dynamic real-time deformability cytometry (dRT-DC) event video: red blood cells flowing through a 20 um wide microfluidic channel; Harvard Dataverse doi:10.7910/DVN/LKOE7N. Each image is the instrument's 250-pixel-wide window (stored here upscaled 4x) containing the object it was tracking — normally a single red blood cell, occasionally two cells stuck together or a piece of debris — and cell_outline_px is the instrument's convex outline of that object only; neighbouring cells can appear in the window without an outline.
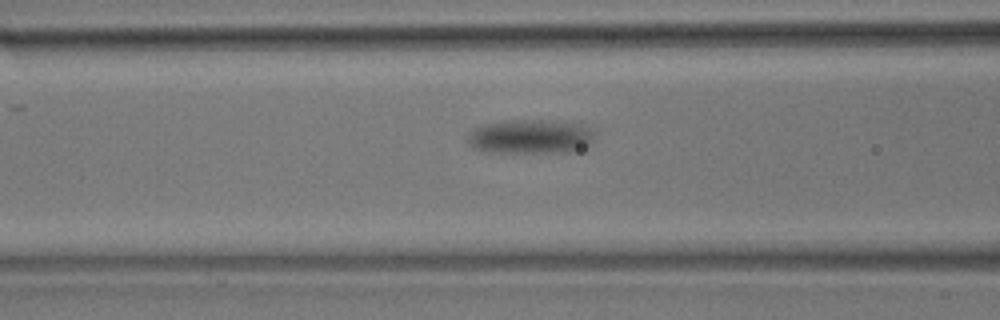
{"species": "common noctule bat (a hibernating species)", "species_latin": "Nyctalus noctula", "temperature_condition": "room temperature", "stored_images_in_passage": 6, "camera_frame_rate_fps": 3000, "um_per_image_px": 0.085, "animal": {"sex": "male", "body_mass_g": 17.9}, "frame": {"image": 1, "passage_image": 3, "time_ms": 0.667, "image_size_px": [1000, 320], "cell_outline_px": [[592, 140], [580, 152], [488, 152], [472, 148], [468, 144], [468, 136], [472, 128], [484, 124], [512, 120], [556, 120], [584, 124], [592, 132]], "centroid_in_image_um": [45.08, 11.61], "position_along_channel_um": 121.5, "area_um2": 25.61}}
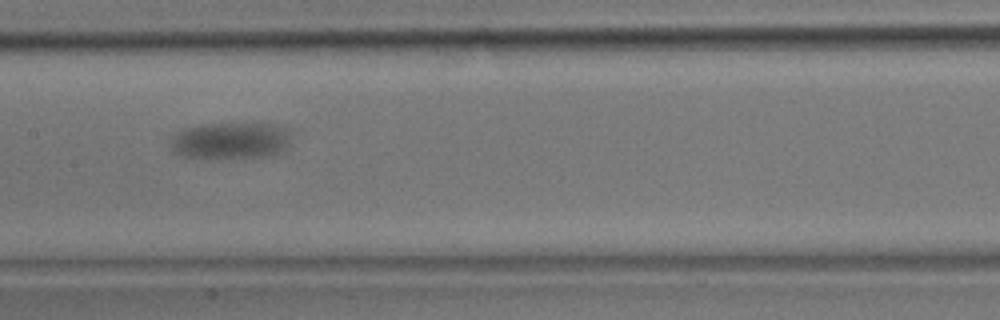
{"frame": {"image": 2, "passage_image": 5, "time_ms": 1.333, "image_size_px": [1000, 320], "cell_outline_px": [[296, 128], [288, 144], [284, 148], [272, 156], [180, 156], [172, 152], [172, 140], [176, 132], [184, 128], [204, 124], [276, 124]], "centroid_in_image_um": [19.7, 11.9], "position_along_channel_um": 187.7, "area_um2": 25.49}}